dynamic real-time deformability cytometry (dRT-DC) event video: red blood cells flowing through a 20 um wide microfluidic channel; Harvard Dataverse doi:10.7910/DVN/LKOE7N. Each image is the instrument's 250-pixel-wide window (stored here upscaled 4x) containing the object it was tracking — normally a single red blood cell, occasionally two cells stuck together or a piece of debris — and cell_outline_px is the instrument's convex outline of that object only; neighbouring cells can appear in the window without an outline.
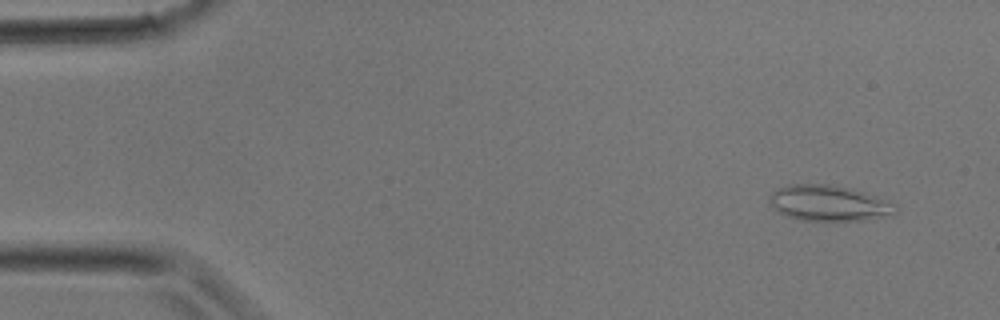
{"species": "common noctule bat (a hibernating species)", "species_latin": "Nyctalus noctula", "temperature_condition": "room temperature", "stored_images_in_passage": 33, "camera_frame_rate_fps": 3000, "um_per_image_px": 0.085, "animal": {"sex": "male", "body_mass_g": 17.9}, "frame": {"image": 1, "passage_image": 3, "time_ms": 0.667, "image_size_px": [1000, 320], "cell_outline_px": [[896, 212], [892, 216], [860, 220], [796, 220], [772, 208], [768, 204], [768, 196], [776, 188], [788, 184], [828, 184], [852, 188], [876, 196], [896, 204]], "centroid_in_image_um": [70.41, 17.26], "position_along_channel_um": 14.6, "area_um2": 26.53}}
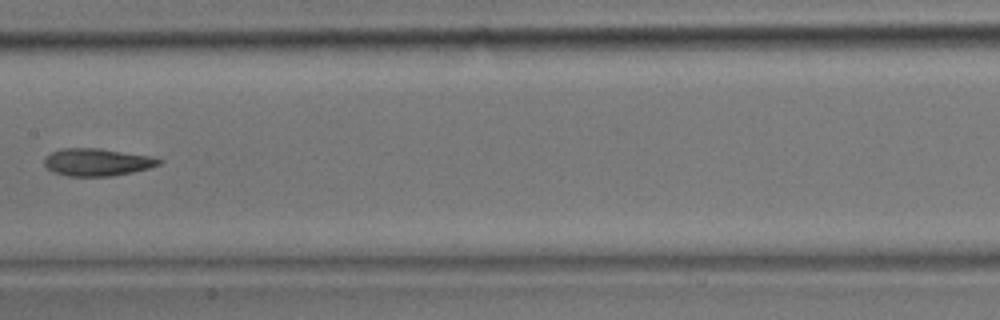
{"frame": {"image": 2, "passage_image": 17, "time_ms": 5.333, "image_size_px": [1000, 320], "cell_outline_px": [[164, 160], [160, 164], [148, 168], [132, 172], [112, 176], [68, 176], [52, 172], [44, 164], [44, 160], [52, 152], [64, 148], [100, 148], [152, 156]], "centroid_in_image_um": [8.28, 13.78], "position_along_channel_um": 199.1, "area_um2": 18.32}}
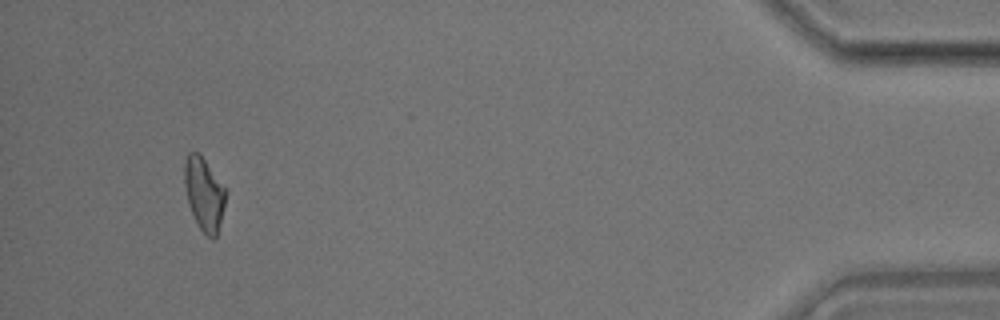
{"frame": {"image": 3, "passage_image": 31, "time_ms": 10.0, "image_size_px": [1000, 320], "cell_outline_px": [[228, 192], [216, 240], [212, 240], [200, 228], [188, 204], [184, 184], [184, 160], [188, 152], [200, 152]], "centroid_in_image_um": [17.36, 16.46], "position_along_channel_um": 417.8, "area_um2": 17.8}}